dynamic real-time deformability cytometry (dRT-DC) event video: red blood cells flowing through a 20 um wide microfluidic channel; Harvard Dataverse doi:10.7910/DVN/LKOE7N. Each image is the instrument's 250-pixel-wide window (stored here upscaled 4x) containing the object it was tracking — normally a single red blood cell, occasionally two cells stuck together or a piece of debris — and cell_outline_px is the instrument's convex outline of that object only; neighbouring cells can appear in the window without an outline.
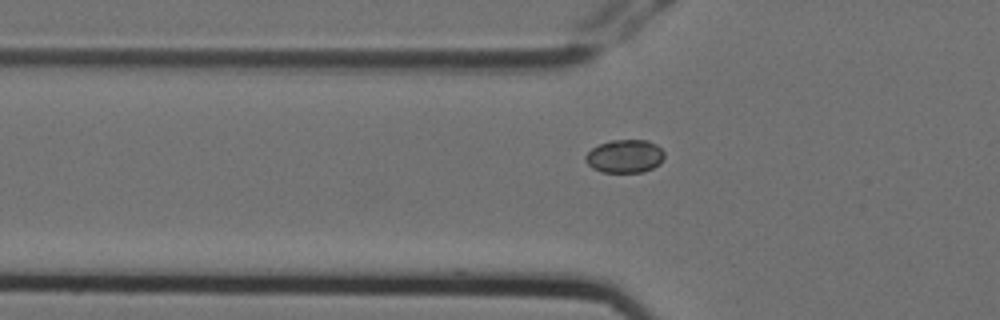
{"species": "Egyptian fruit bat (a non-hibernating species)", "species_latin": "Rousettus aegyptiacus", "temperature_condition": "cold", "stored_images_in_passage": 5, "camera_frame_rate_fps": 3000, "um_per_image_px": 0.085, "animal": {"sex": "female"}, "frame": {"image": 1, "passage_image": 5, "time_ms": 1.333, "image_size_px": [1000, 320], "cell_outline_px": [[664, 156], [660, 164], [644, 172], [600, 172], [592, 168], [584, 160], [584, 156], [592, 148], [600, 144], [612, 140], [648, 140], [656, 144], [664, 152]], "centroid_in_image_um": [53.1, 13.28], "position_along_channel_um": 72.7, "area_um2": 15.32}}